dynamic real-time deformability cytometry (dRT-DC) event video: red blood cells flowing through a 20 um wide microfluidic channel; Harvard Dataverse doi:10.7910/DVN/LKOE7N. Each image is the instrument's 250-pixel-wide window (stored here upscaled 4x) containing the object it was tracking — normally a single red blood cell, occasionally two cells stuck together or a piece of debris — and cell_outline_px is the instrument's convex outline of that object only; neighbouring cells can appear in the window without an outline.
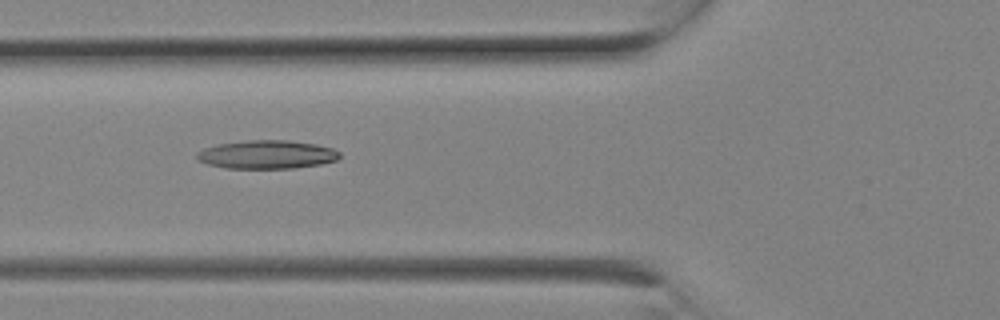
{"species": "Egyptian fruit bat (a non-hibernating species)", "species_latin": "Rousettus aegyptiacus", "temperature_condition": "room temperature", "stored_images_in_passage": 9, "camera_frame_rate_fps": 3000, "um_per_image_px": 0.085, "animal": {"sex": "female"}, "frame": {"image": 1, "passage_image": 8, "time_ms": 2.333, "image_size_px": [1000, 320], "cell_outline_px": [[340, 156], [336, 160], [320, 164], [296, 168], [224, 168], [208, 164], [196, 160], [196, 152], [204, 148], [220, 144], [248, 140], [288, 140], [316, 144], [332, 148], [340, 152]], "centroid_in_image_um": [22.67, 13.14], "position_along_channel_um": 103.1, "area_um2": 23.7}}
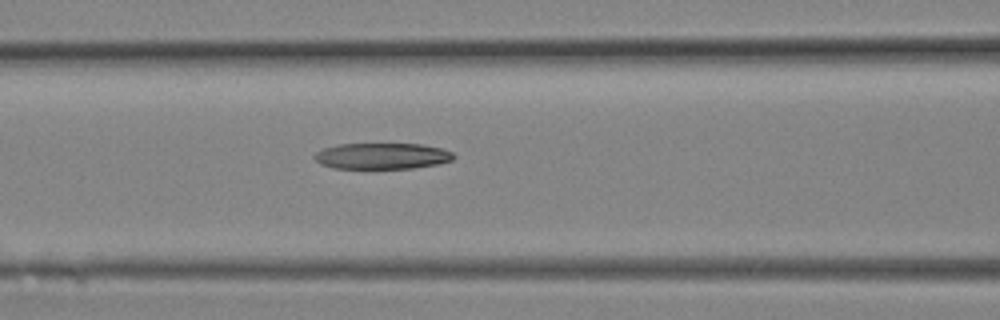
{"frame": {"image": 2, "passage_image": 9, "time_ms": 2.667, "image_size_px": [1000, 320], "cell_outline_px": [[456, 156], [452, 160], [440, 164], [412, 168], [332, 168], [320, 164], [312, 156], [316, 152], [324, 148], [340, 144], [424, 144], [440, 148], [452, 152]], "centroid_in_image_um": [32.48, 13.26], "position_along_channel_um": 134.1, "area_um2": 21.21}}